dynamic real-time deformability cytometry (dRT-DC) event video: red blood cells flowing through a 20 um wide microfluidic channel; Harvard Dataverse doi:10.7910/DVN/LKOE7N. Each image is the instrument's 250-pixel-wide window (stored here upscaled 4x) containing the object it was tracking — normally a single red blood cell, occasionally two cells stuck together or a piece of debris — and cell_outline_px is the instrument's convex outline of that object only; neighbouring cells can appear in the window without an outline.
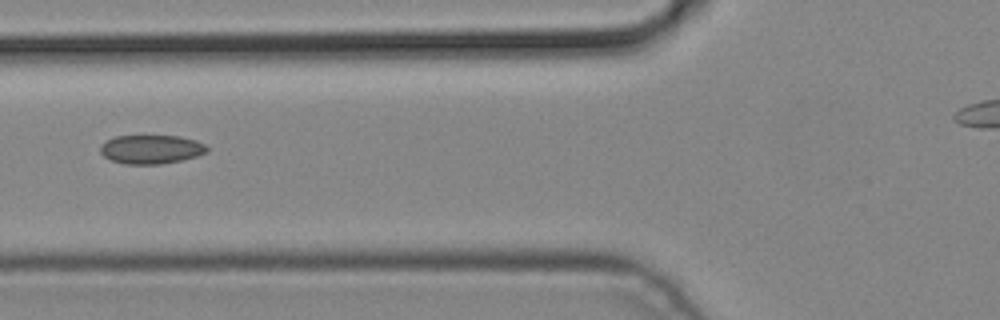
{"species": "common noctule bat (a hibernating species)", "species_latin": "Nyctalus noctula", "temperature_condition": "cold", "stored_images_in_passage": 5, "camera_frame_rate_fps": 3000, "um_per_image_px": 0.085, "animal": {"sex": "male", "body_mass_g": 19.2, "forearm_length_mm": 51.8}, "frame": {"image": 1, "passage_image": 5, "time_ms": 1.333, "image_size_px": [1000, 320], "cell_outline_px": [[208, 152], [196, 156], [180, 160], [160, 164], [124, 164], [112, 160], [104, 156], [100, 152], [100, 148], [108, 140], [116, 136], [180, 136], [196, 140], [204, 144], [208, 148]], "centroid_in_image_um": [12.87, 12.69], "position_along_channel_um": 112.9, "area_um2": 17.74}}